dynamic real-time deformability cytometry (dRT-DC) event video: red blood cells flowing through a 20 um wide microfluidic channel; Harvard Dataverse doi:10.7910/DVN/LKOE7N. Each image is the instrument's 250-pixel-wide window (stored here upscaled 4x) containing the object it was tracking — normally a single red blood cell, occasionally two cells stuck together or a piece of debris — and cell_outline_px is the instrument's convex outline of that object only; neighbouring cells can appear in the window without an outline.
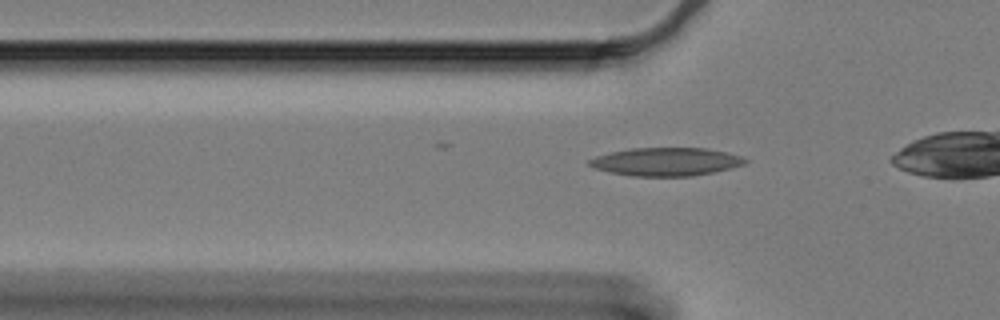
{"species": "Egyptian fruit bat (a non-hibernating species)", "species_latin": "Rousettus aegyptiacus", "temperature_condition": "cold", "stored_images_in_passage": 31, "segment_of_instrument_passage": [2, 2], "camera_frame_rate_fps": 3000, "um_per_image_px": 0.085, "animal": {"sex": "female"}, "frame": {"image": 1, "passage_image": 13, "time_ms": 4.0, "image_size_px": [1000, 320], "cell_outline_px": [[748, 160], [744, 164], [712, 172], [692, 176], [632, 176], [612, 172], [596, 168], [588, 164], [588, 160], [596, 156], [612, 152], [632, 148], [708, 148], [728, 152], [740, 156]], "centroid_in_image_um": [56.63, 13.74], "position_along_channel_um": 69.2, "area_um2": 25.32}}
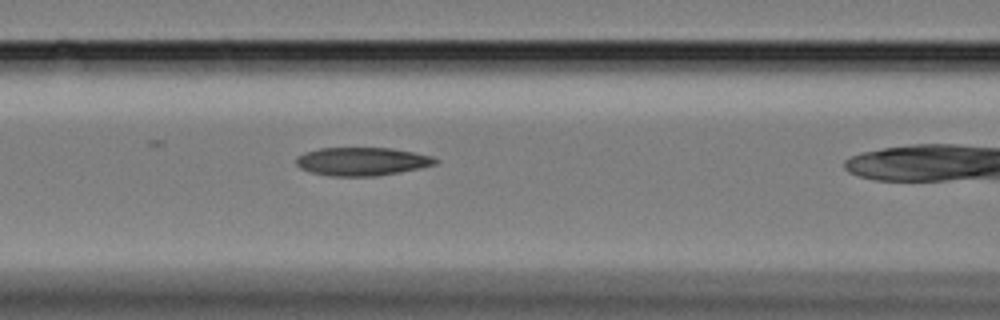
{"frame": {"image": 2, "passage_image": 19, "time_ms": 6.0, "image_size_px": [1000, 320], "cell_outline_px": [[440, 160], [436, 164], [420, 168], [400, 172], [376, 176], [328, 176], [312, 172], [300, 168], [296, 164], [296, 156], [304, 152], [320, 148], [392, 148], [432, 156]], "centroid_in_image_um": [30.76, 13.72], "position_along_channel_um": 135.8, "area_um2": 23.0}}
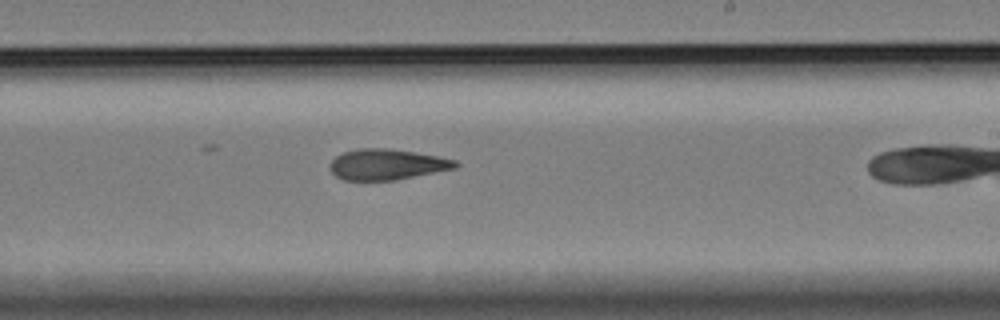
{"frame": {"image": 3, "passage_image": 30, "time_ms": 9.667, "image_size_px": [1000, 320], "cell_outline_px": [[460, 164], [456, 168], [396, 180], [344, 180], [336, 176], [332, 172], [332, 160], [336, 156], [344, 152], [356, 148], [388, 148], [440, 156], [456, 160]], "centroid_in_image_um": [32.93, 13.97], "position_along_channel_um": 256.1, "area_um2": 22.43}}